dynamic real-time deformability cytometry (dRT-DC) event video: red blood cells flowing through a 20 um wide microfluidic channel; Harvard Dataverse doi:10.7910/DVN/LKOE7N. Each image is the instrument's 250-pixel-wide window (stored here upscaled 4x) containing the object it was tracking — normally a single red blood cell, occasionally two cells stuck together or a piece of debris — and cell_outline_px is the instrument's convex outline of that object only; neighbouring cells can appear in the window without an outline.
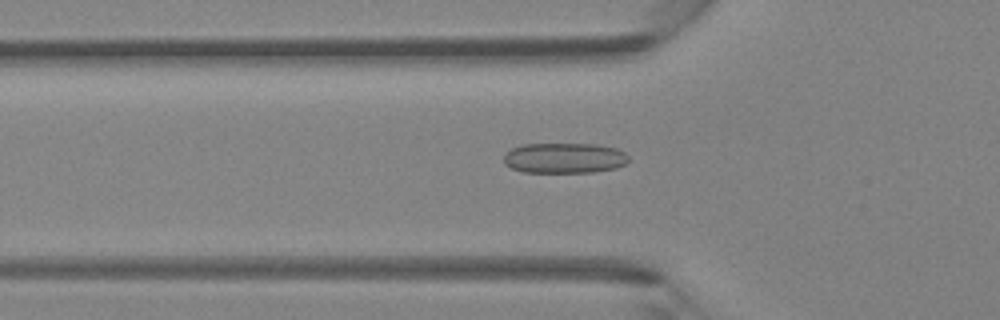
{"species": "Egyptian fruit bat (a non-hibernating species)", "species_latin": "Rousettus aegyptiacus", "temperature_condition": "room temperature", "stored_images_in_passage": 41, "camera_frame_rate_fps": 3000, "um_per_image_px": 0.085, "animal": {"sex": "female"}, "frame": {"image": 1, "passage_image": 16, "time_ms": 5.0, "image_size_px": [1000, 320], "cell_outline_px": [[628, 160], [624, 164], [616, 168], [592, 172], [524, 172], [512, 168], [504, 164], [504, 152], [512, 148], [524, 144], [596, 144], [616, 148], [624, 152], [628, 156]], "centroid_in_image_um": [47.95, 13.43], "position_along_channel_um": 77.9, "area_um2": 22.14}}
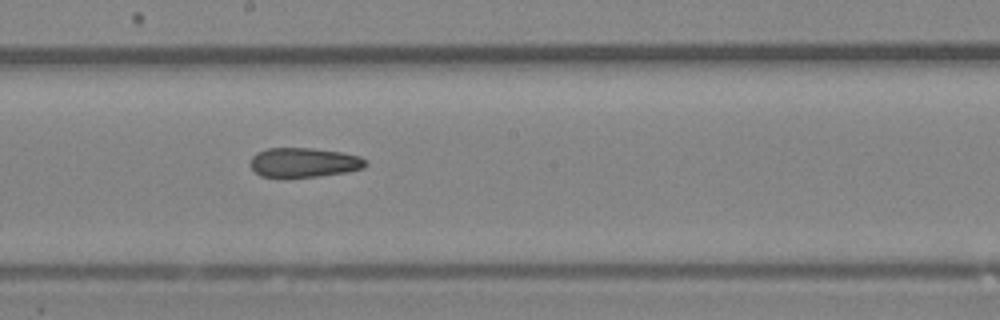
{"frame": {"image": 2, "passage_image": 26, "time_ms": 8.333, "image_size_px": [1000, 320], "cell_outline_px": [[368, 164], [364, 168], [348, 172], [284, 180], [260, 176], [248, 164], [252, 156], [256, 152], [268, 148], [312, 148], [340, 152], [360, 156], [368, 160]], "centroid_in_image_um": [25.79, 13.84], "position_along_channel_um": 222.4, "area_um2": 20.58}}
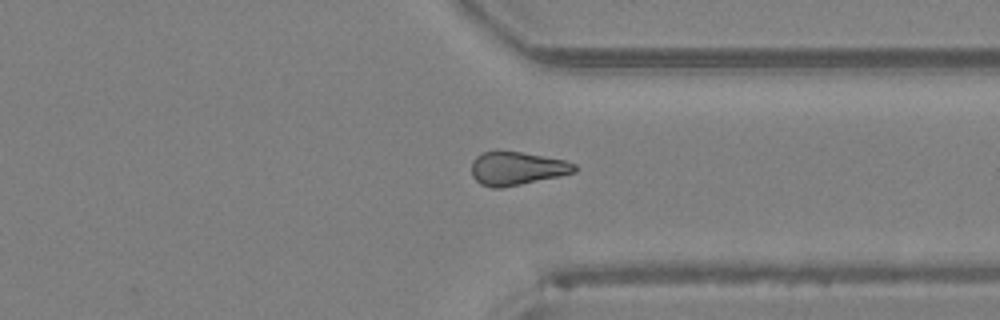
{"frame": {"image": 3, "passage_image": 36, "time_ms": 11.667, "image_size_px": [1000, 320], "cell_outline_px": [[576, 172], [560, 176], [500, 188], [492, 188], [480, 184], [472, 176], [472, 160], [476, 156], [484, 152], [496, 148], [520, 152], [564, 160], [576, 164]], "centroid_in_image_um": [43.89, 14.29], "position_along_channel_um": 367.5, "area_um2": 20.29}, "authors_computed_cell_mechanics": {"area_um2": 21.0392, "velocity_mm_per_s": 4.346, "shape_relaxation_time_tau1_ms": null, "shape_relaxation_time_tau2_ms": 6.001, "deformation_change_tau1": null, "deformation_change_tau2": 0.164}}